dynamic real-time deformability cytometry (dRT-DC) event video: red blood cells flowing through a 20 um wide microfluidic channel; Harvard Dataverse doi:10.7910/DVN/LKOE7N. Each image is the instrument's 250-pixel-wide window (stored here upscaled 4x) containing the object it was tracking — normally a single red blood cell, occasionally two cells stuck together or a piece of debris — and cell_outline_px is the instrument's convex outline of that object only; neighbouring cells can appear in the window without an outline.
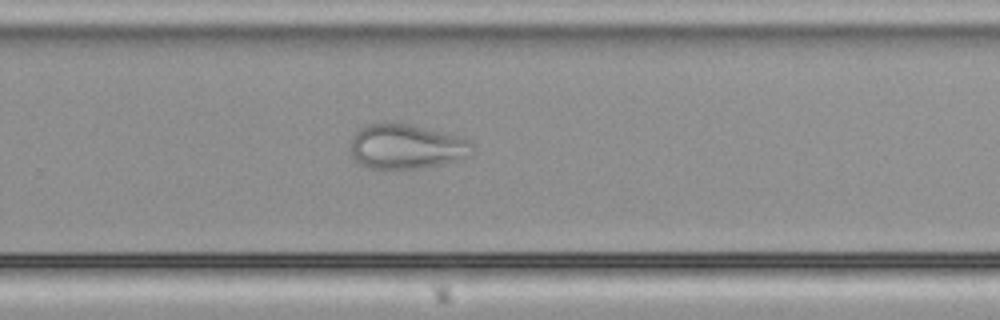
{"species": "common noctule bat (a hibernating species)", "species_latin": "Nyctalus noctula", "temperature_condition": "cold", "stored_images_in_passage": 49, "camera_frame_rate_fps": 3000, "um_per_image_px": 0.085, "animal": {"sex": "male", "body_mass_g": 21.5, "forearm_length_mm": 52.0}, "frame": {"image": 1, "passage_image": 31, "time_ms": 10.0, "image_size_px": [1000, 320], "cell_outline_px": [[472, 152], [464, 160], [416, 168], [368, 168], [360, 164], [348, 152], [352, 136], [364, 124], [380, 120], [408, 124], [456, 136], [468, 140], [472, 144]], "centroid_in_image_um": [34.46, 12.43], "position_along_channel_um": 295.3, "area_um2": 32.08}}
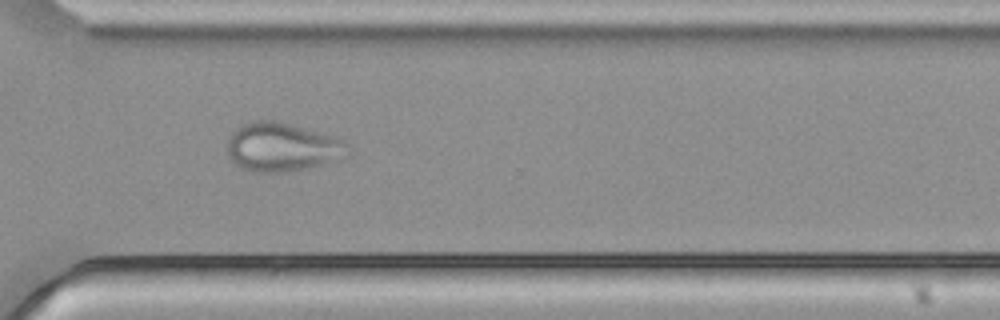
{"frame": {"image": 2, "passage_image": 35, "time_ms": 11.333, "image_size_px": [1000, 320], "cell_outline_px": [[352, 156], [304, 168], [280, 172], [252, 172], [240, 168], [228, 156], [228, 140], [232, 132], [236, 128], [252, 120], [272, 120], [340, 136], [348, 144], [352, 152]], "centroid_in_image_um": [24.05, 12.49], "position_along_channel_um": 346.6, "area_um2": 34.62}}
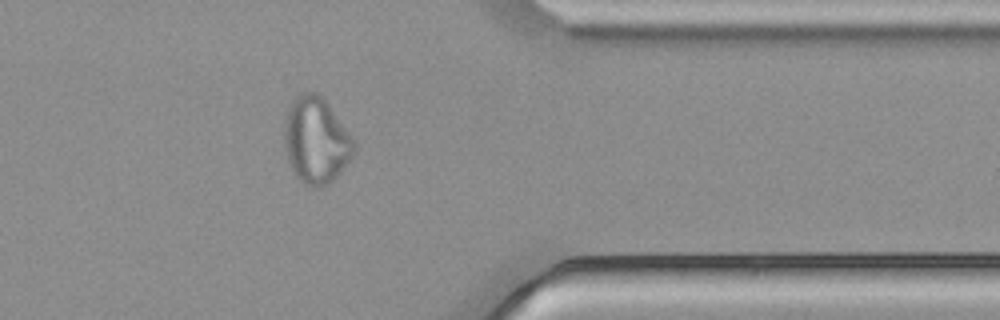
{"frame": {"image": 3, "passage_image": 39, "time_ms": 12.667, "image_size_px": [1000, 320], "cell_outline_px": [[356, 152], [340, 172], [332, 180], [320, 188], [316, 188], [304, 184], [296, 176], [284, 152], [284, 124], [288, 108], [296, 96], [300, 92], [316, 92], [328, 104], [356, 140]], "centroid_in_image_um": [26.87, 11.94], "position_along_channel_um": 384.5, "area_um2": 35.26}}